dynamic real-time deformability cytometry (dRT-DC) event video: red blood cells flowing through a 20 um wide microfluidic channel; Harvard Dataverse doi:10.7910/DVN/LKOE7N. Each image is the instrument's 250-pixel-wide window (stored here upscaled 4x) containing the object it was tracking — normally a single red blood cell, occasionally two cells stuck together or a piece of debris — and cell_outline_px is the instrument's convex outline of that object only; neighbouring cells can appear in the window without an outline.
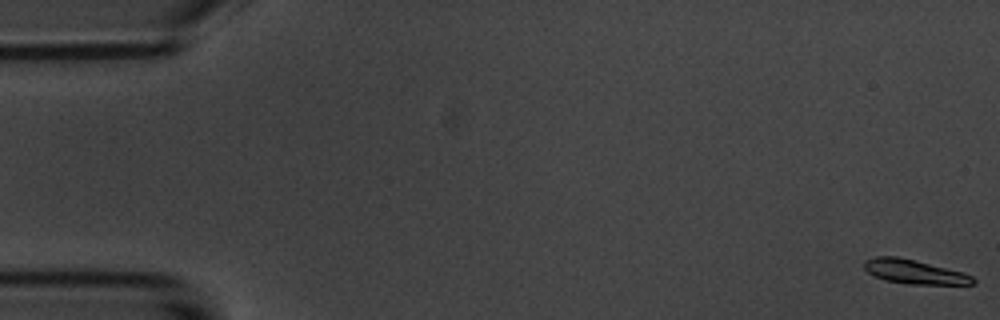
{"species": "common noctule bat (a hibernating species)", "species_latin": "Nyctalus noctula", "temperature_condition": "room temperature", "stored_images_in_passage": 5, "camera_frame_rate_fps": 3000, "um_per_image_px": 0.085, "animal": {"sex": "male", "body_mass_g": 20.1, "forearm_length_mm": 53.5}, "frame": {"image": 1, "passage_image": 1, "time_ms": 0.0, "image_size_px": [1000, 320], "cell_outline_px": [[976, 280], [972, 284], [908, 284], [884, 280], [872, 276], [864, 268], [864, 260], [876, 256], [896, 256], [916, 260], [964, 272], [972, 276]], "centroid_in_image_um": [77.69, 23.09], "position_along_channel_um": 7.3, "area_um2": 15.43}}
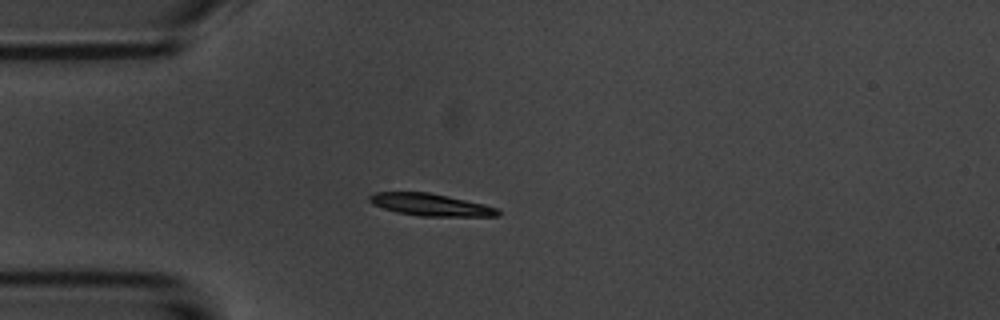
{"frame": {"image": 2, "passage_image": 5, "time_ms": 4.667, "image_size_px": [1000, 320], "cell_outline_px": [[500, 216], [420, 216], [396, 212], [372, 204], [368, 200], [368, 196], [376, 192], [428, 192], [448, 196], [484, 204], [500, 208]], "centroid_in_image_um": [36.62, 17.4], "position_along_channel_um": 48.4, "area_um2": 16.65}}